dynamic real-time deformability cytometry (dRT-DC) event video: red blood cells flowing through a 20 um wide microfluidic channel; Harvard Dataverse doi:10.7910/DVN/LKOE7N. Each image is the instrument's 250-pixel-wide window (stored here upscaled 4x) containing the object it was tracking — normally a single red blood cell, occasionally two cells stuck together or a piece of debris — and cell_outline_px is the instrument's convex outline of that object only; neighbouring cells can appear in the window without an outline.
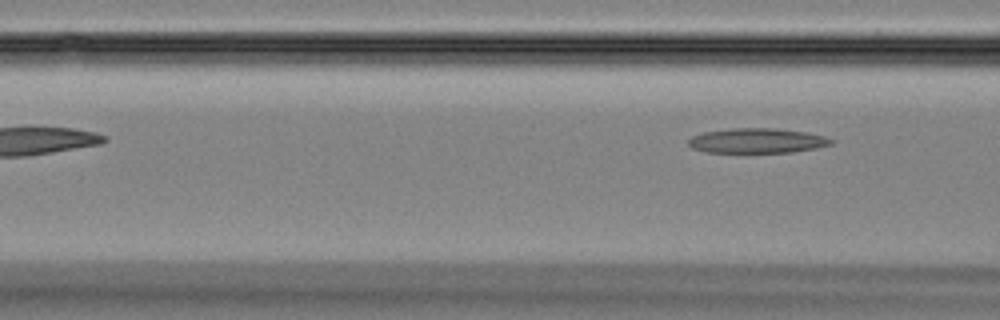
{"species": "Egyptian fruit bat (a non-hibernating species)", "species_latin": "Rousettus aegyptiacus", "temperature_condition": "room temperature", "stored_images_in_passage": 5, "camera_frame_rate_fps": 3000, "um_per_image_px": 0.085, "animal": {"sex": "female"}, "frame": {"image": 1, "passage_image": 5, "time_ms": 5.667, "image_size_px": [1000, 320], "cell_outline_px": [[836, 140], [832, 144], [816, 148], [792, 152], [704, 152], [692, 148], [688, 144], [688, 140], [692, 136], [704, 132], [732, 128], [776, 128], [804, 132], [824, 136]], "centroid_in_image_um": [64.35, 11.96], "position_along_channel_um": 102.2, "area_um2": 20.63}}